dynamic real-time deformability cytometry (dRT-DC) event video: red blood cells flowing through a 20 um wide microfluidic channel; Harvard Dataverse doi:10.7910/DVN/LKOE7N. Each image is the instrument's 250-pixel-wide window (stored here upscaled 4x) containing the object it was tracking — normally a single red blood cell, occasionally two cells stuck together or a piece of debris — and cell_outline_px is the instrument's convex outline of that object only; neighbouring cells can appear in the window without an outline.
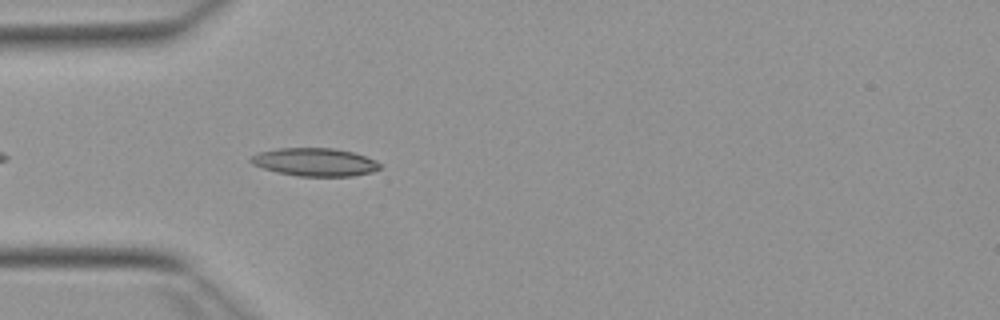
{"species": "Egyptian fruit bat (a non-hibernating species)", "species_latin": "Rousettus aegyptiacus", "temperature_condition": "warm", "stored_images_in_passage": 27, "camera_frame_rate_fps": 3000, "um_per_image_px": 0.085, "animal": {"sex": "female"}, "frame": {"image": 1, "passage_image": 5, "time_ms": 1.333, "image_size_px": [1000, 320], "cell_outline_px": [[380, 168], [372, 172], [352, 176], [296, 176], [276, 172], [252, 164], [248, 160], [252, 156], [260, 152], [280, 148], [332, 148], [352, 152], [376, 160], [380, 164]], "centroid_in_image_um": [26.75, 13.78], "position_along_channel_um": 58.2, "area_um2": 20.98}}
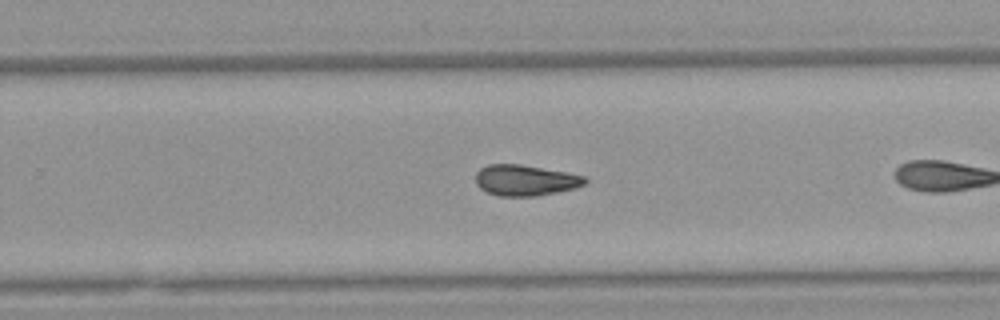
{"frame": {"image": 2, "passage_image": 20, "time_ms": 6.333, "image_size_px": [1000, 320], "cell_outline_px": [[588, 180], [584, 184], [576, 188], [536, 196], [500, 196], [488, 192], [480, 188], [476, 184], [476, 172], [480, 168], [488, 164], [520, 164], [564, 172], [584, 176]], "centroid_in_image_um": [44.63, 15.32], "position_along_channel_um": 285.2, "area_um2": 19.54}}